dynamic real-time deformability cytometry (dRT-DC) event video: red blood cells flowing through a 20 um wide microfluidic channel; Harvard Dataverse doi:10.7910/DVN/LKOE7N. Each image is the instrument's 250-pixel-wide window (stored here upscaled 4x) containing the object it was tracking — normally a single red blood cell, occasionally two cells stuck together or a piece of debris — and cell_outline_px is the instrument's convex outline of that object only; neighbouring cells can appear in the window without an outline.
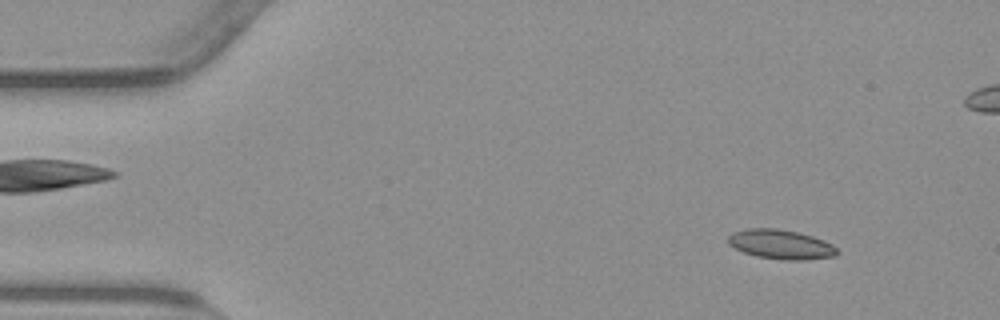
{"species": "common noctule bat (a hibernating species)", "species_latin": "Nyctalus noctula", "temperature_condition": "warm", "stored_images_in_passage": 51, "camera_frame_rate_fps": 3000, "um_per_image_px": 0.085, "animal": {"sex": "male", "body_mass_g": 23.1, "forearm_length_mm": 52.7}, "frame": {"image": 1, "passage_image": 2, "time_ms": 0.333, "image_size_px": [1000, 320], "cell_outline_px": [[840, 252], [836, 256], [808, 260], [784, 260], [756, 256], [744, 252], [728, 244], [728, 236], [732, 232], [748, 228], [776, 228], [796, 232], [812, 236], [824, 240], [832, 244]], "centroid_in_image_um": [66.39, 20.78], "position_along_channel_um": 18.6, "area_um2": 18.79}}
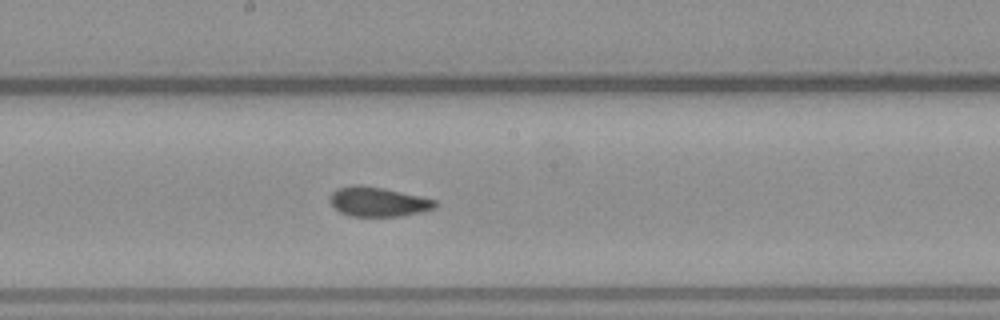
{"frame": {"image": 2, "passage_image": 25, "time_ms": 8.0, "image_size_px": [1000, 320], "cell_outline_px": [[436, 208], [420, 212], [400, 216], [348, 216], [340, 212], [328, 200], [332, 192], [336, 188], [352, 184], [360, 184], [384, 188], [420, 196], [436, 200]], "centroid_in_image_um": [32.1, 17.14], "position_along_channel_um": 216.1, "area_um2": 18.21}}
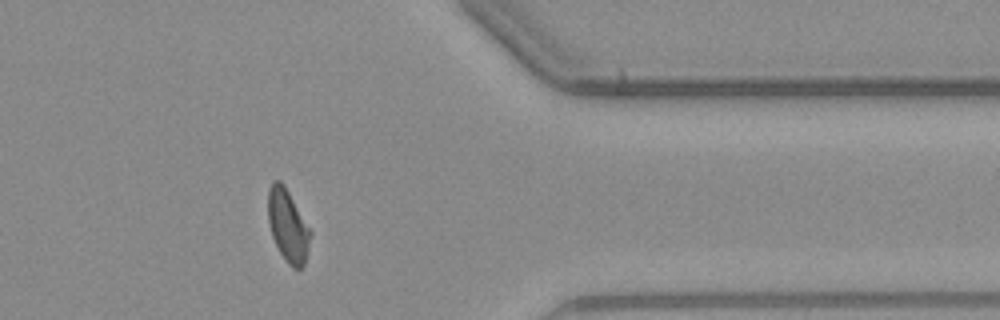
{"frame": {"image": 3, "passage_image": 40, "time_ms": 13.0, "image_size_px": [1000, 320], "cell_outline_px": [[312, 232], [308, 252], [304, 264], [300, 268], [292, 268], [284, 260], [272, 236], [268, 224], [268, 188], [272, 180], [280, 180], [284, 184]], "centroid_in_image_um": [24.46, 19.17], "position_along_channel_um": 386.9, "area_um2": 17.98}, "authors_computed_cell_mechanics": {"area_um2": 18.1492, "velocity_mm_per_s": 3.7981, "shape_relaxation_time_tau1_ms": null, "shape_relaxation_time_tau2_ms": 1.1555, "deformation_change_tau1": null, "deformation_change_tau2": 0.0568}}